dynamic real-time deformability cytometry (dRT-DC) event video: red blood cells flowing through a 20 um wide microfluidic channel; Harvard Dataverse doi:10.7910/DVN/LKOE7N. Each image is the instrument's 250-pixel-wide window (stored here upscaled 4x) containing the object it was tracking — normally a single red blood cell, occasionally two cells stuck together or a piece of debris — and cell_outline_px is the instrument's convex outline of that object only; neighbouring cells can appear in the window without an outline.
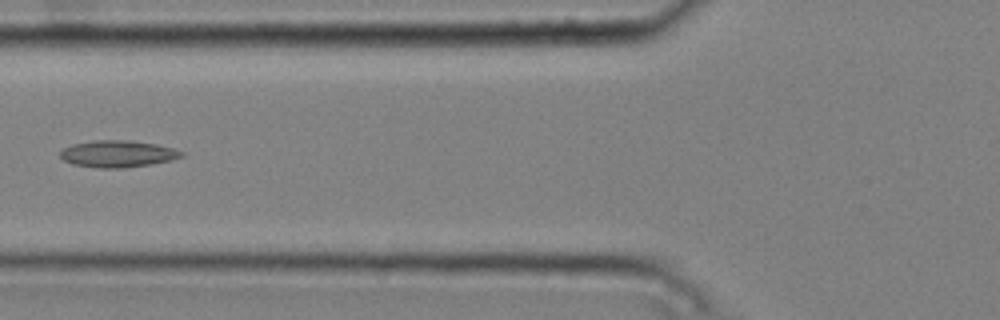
{"species": "common noctule bat (a hibernating species)", "species_latin": "Nyctalus noctula", "temperature_condition": "cold", "stored_images_in_passage": 8, "camera_frame_rate_fps": 3000, "um_per_image_px": 0.085, "animal": {"sex": "male", "body_mass_g": 20.4}, "frame": {"image": 1, "passage_image": 6, "time_ms": 1.667, "image_size_px": [1000, 320], "cell_outline_px": [[184, 156], [172, 160], [124, 168], [100, 168], [72, 164], [64, 160], [60, 156], [60, 152], [64, 148], [72, 144], [92, 140], [128, 140], [156, 144], [172, 148], [184, 152]], "centroid_in_image_um": [10.0, 13.07], "position_along_channel_um": 115.8, "area_um2": 18.9}}